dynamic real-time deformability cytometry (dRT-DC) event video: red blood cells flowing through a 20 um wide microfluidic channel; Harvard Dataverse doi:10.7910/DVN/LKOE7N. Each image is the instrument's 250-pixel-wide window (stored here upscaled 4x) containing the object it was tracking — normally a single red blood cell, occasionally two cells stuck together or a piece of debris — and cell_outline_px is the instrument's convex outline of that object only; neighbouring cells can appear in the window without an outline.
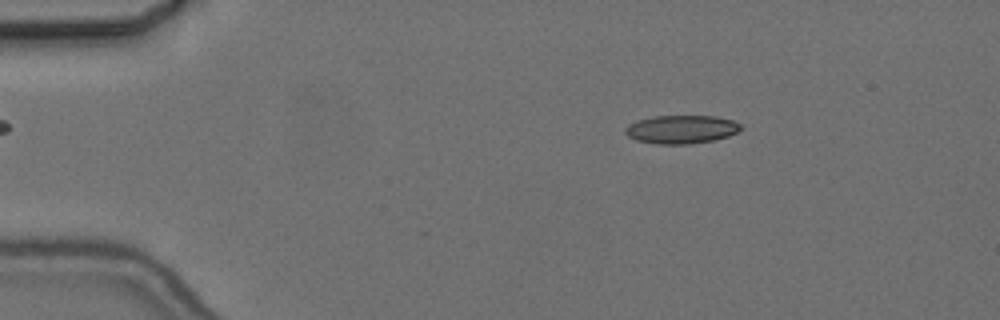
{"species": "common noctule bat (a hibernating species)", "species_latin": "Nyctalus noctula", "temperature_condition": "cold", "stored_images_in_passage": 56, "camera_frame_rate_fps": 3000, "um_per_image_px": 0.085, "animal": {"sex": "female", "body_mass_g": 24.6, "forearm_length_mm": 56.2}, "frame": {"image": 1, "passage_image": 9, "time_ms": 2.667, "image_size_px": [1000, 320], "cell_outline_px": [[740, 128], [736, 132], [728, 136], [712, 140], [688, 144], [656, 144], [636, 140], [628, 136], [624, 132], [624, 128], [628, 124], [636, 120], [652, 116], [716, 116], [732, 120], [740, 124]], "centroid_in_image_um": [57.85, 10.99], "position_along_channel_um": 27.2, "area_um2": 19.07}}
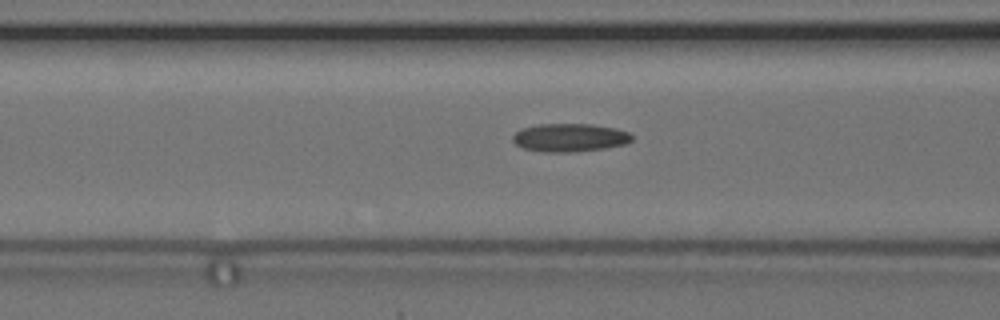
{"frame": {"image": 2, "passage_image": 22, "time_ms": 7.0, "image_size_px": [1000, 320], "cell_outline_px": [[632, 140], [624, 144], [604, 148], [572, 152], [544, 152], [524, 148], [516, 144], [512, 140], [512, 136], [520, 128], [540, 124], [592, 124], [616, 128], [628, 132], [632, 136]], "centroid_in_image_um": [48.41, 11.69], "position_along_channel_um": 118.2, "area_um2": 19.54}}
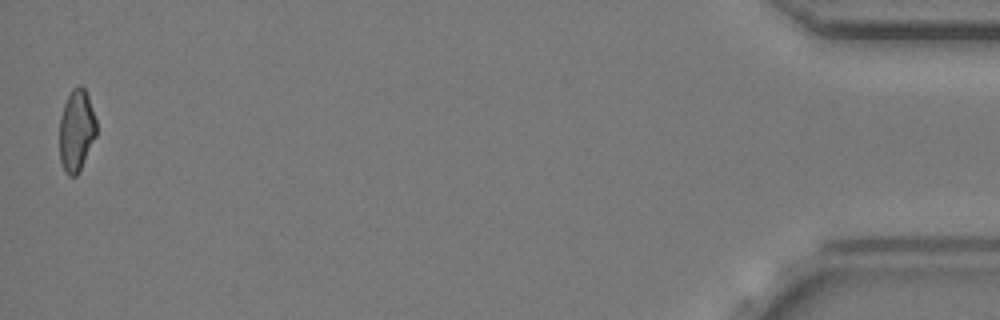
{"frame": {"image": 3, "passage_image": 55, "time_ms": 18.0, "image_size_px": [1000, 320], "cell_outline_px": [[96, 136], [80, 172], [76, 176], [68, 176], [64, 172], [60, 160], [60, 116], [64, 104], [72, 88], [80, 84], [84, 88], [88, 96], [96, 120]], "centroid_in_image_um": [6.5, 11.12], "position_along_channel_um": 428.7, "area_um2": 17.74}, "authors_computed_cell_mechanics": {"area_um2": 18.7272, "velocity_mm_per_s": 3.6672, "shape_relaxation_time_tau1_ms": null, "shape_relaxation_time_tau2_ms": 5.9765, "deformation_change_tau1": null, "deformation_change_tau2": 0.1532}}